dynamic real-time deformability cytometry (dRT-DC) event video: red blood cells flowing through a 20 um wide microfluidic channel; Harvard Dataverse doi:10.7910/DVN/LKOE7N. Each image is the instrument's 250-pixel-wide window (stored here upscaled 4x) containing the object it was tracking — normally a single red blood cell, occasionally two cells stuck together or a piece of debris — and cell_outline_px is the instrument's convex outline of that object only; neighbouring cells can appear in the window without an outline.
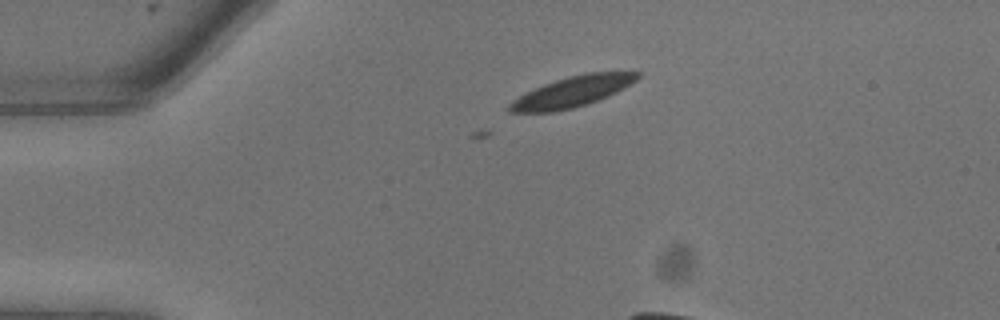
{"species": "common noctule bat (a hibernating species)", "species_latin": "Nyctalus noctula", "temperature_condition": "warm", "stored_images_in_passage": 4, "camera_frame_rate_fps": 3000, "um_per_image_px": 0.085, "animal": {"sex": "male", "body_mass_g": 13.3}, "frame": {"image": 1, "passage_image": 1, "time_ms": 0.0, "image_size_px": [1000, 320], "cell_outline_px": [[640, 76], [636, 80], [624, 88], [608, 96], [572, 108], [556, 112], [508, 112], [508, 104], [512, 100], [544, 84], [568, 76], [588, 72], [640, 72]], "centroid_in_image_um": [48.63, 7.79], "position_along_channel_um": 36.4, "area_um2": 22.43}}